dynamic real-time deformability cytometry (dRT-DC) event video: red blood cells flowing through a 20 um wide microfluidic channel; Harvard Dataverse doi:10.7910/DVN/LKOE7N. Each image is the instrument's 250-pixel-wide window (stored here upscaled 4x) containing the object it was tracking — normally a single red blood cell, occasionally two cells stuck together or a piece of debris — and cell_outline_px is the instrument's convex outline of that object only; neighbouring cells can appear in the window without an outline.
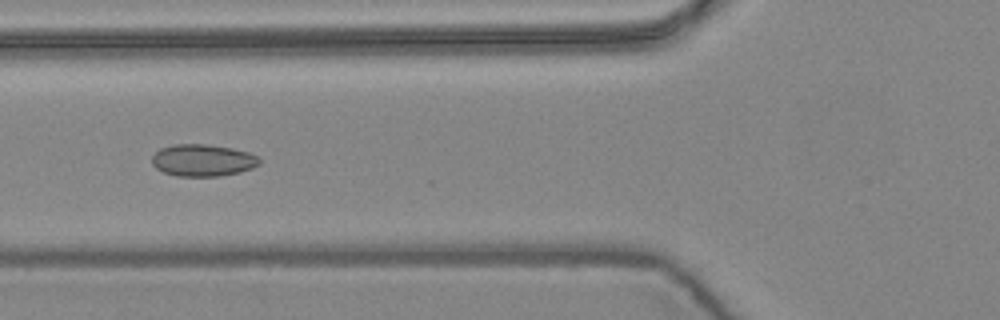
{"species": "common noctule bat (a hibernating species)", "species_latin": "Nyctalus noctula", "temperature_condition": "warm", "stored_images_in_passage": 5, "camera_frame_rate_fps": 3000, "um_per_image_px": 0.085, "animal": {"sex": "female", "body_mass_g": 24.6, "forearm_length_mm": 56.2}, "frame": {"image": 1, "passage_image": 2, "time_ms": 0.333, "image_size_px": [1000, 320], "cell_outline_px": [[260, 164], [252, 168], [240, 172], [220, 176], [176, 176], [164, 172], [156, 168], [152, 164], [152, 156], [160, 148], [172, 144], [208, 144], [232, 148], [248, 152], [256, 156], [260, 160]], "centroid_in_image_um": [17.22, 13.62], "position_along_channel_um": 108.6, "area_um2": 20.11}}
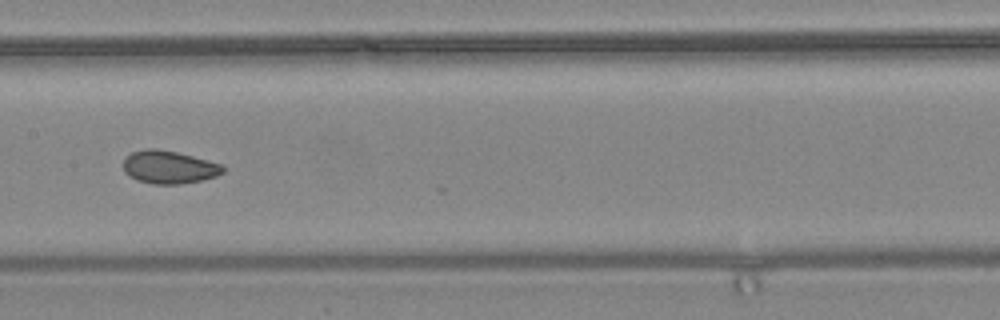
{"frame": {"image": 2, "passage_image": 4, "time_ms": 1.0, "image_size_px": [1000, 320], "cell_outline_px": [[224, 172], [216, 176], [200, 180], [180, 184], [152, 184], [136, 180], [128, 176], [124, 172], [124, 160], [132, 152], [144, 148], [156, 148], [176, 152], [192, 156], [220, 164], [224, 168]], "centroid_in_image_um": [14.32, 14.21], "position_along_channel_um": 193.1, "area_um2": 19.02}}
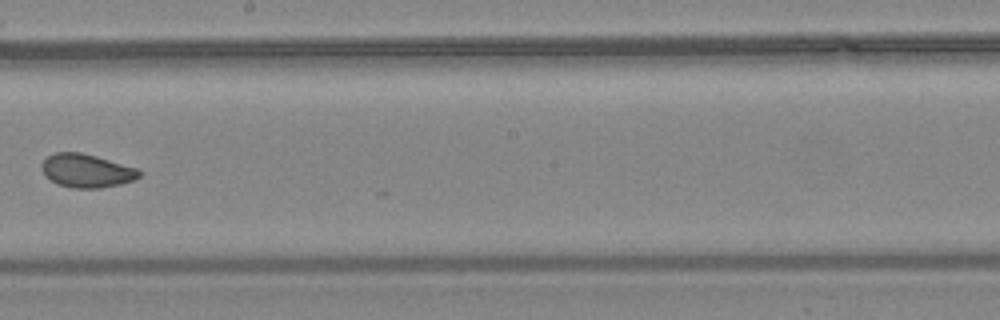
{"frame": {"image": 3, "passage_image": 5, "time_ms": 1.333, "image_size_px": [1000, 320], "cell_outline_px": [[144, 172], [140, 176], [132, 180], [120, 184], [100, 188], [72, 188], [56, 184], [44, 176], [40, 168], [40, 164], [48, 156], [56, 152], [80, 152], [96, 156], [136, 168]], "centroid_in_image_um": [7.32, 14.52], "position_along_channel_um": 240.9, "area_um2": 19.13}}